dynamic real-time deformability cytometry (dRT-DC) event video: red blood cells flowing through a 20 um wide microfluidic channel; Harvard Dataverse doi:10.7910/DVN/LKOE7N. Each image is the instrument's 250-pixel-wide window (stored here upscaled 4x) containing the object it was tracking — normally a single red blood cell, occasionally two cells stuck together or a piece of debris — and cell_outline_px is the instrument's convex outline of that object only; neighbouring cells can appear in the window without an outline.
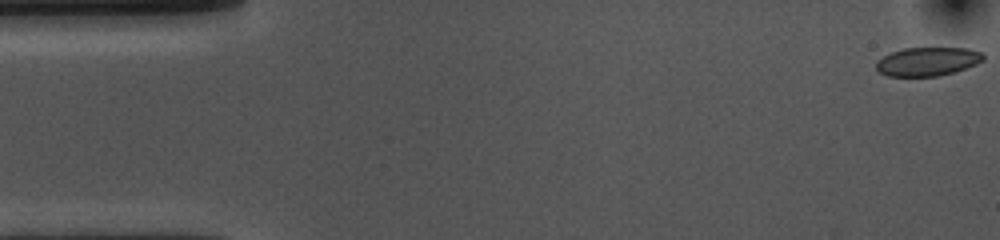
{"species": "common noctule bat (a hibernating species)", "species_latin": "Nyctalus noctula", "temperature_condition": "cold", "stored_images_in_passage": 49, "camera_frame_rate_fps": 3000, "um_per_image_px": 0.085, "animal": {"sex": "female", "body_mass_g": 10.0, "forearm_length_mm": 53.1}, "frame": {"image": 1, "passage_image": 1, "time_ms": 0.0, "image_size_px": [1000, 240], "cell_outline_px": [[984, 60], [976, 64], [952, 72], [936, 76], [888, 76], [880, 72], [876, 68], [876, 60], [892, 52], [904, 48], [968, 48], [980, 52], [984, 56]], "centroid_in_image_um": [78.82, 5.22], "position_along_channel_um": 6.2, "area_um2": 17.69}}
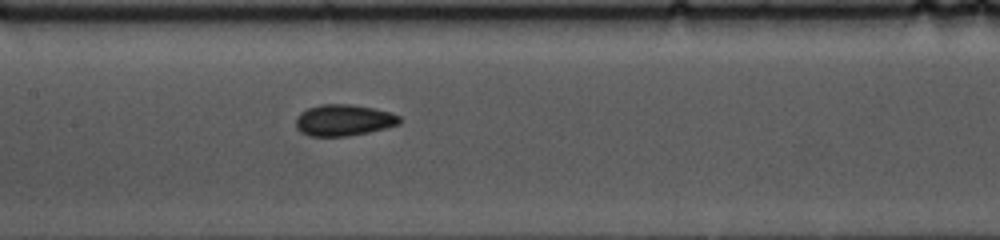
{"frame": {"image": 2, "passage_image": 25, "time_ms": 8.0, "image_size_px": [1000, 240], "cell_outline_px": [[400, 124], [368, 132], [348, 136], [308, 136], [300, 132], [296, 128], [296, 116], [300, 112], [308, 108], [320, 104], [352, 104], [372, 108], [388, 112], [400, 116]], "centroid_in_image_um": [29.16, 10.21], "position_along_channel_um": 178.2, "area_um2": 18.96}}
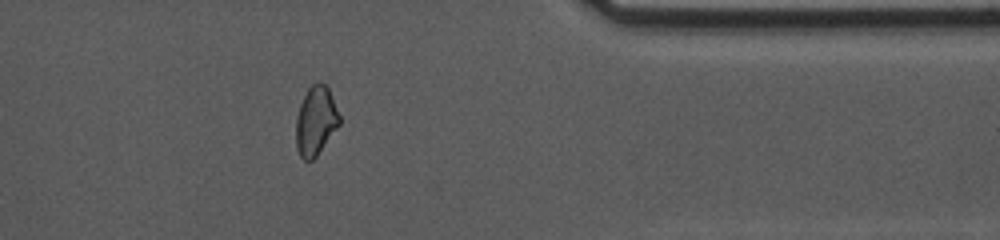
{"frame": {"image": 3, "passage_image": 44, "time_ms": 14.333, "image_size_px": [1000, 240], "cell_outline_px": [[340, 124], [316, 156], [312, 160], [304, 160], [300, 156], [296, 148], [296, 116], [300, 104], [308, 88], [312, 84], [320, 80], [328, 88], [340, 116]], "centroid_in_image_um": [26.83, 10.26], "position_along_channel_um": 384.6, "area_um2": 17.4}, "authors_computed_cell_mechanics": {"area_um2": 18.6694, "velocity_mm_per_s": 3.5859, "shape_relaxation_time_tau1_ms": 6.9694, "shape_relaxation_time_tau2_ms": 3.3445, "deformation_change_tau1": 0.1096, "deformation_change_tau2": 0.0689}}